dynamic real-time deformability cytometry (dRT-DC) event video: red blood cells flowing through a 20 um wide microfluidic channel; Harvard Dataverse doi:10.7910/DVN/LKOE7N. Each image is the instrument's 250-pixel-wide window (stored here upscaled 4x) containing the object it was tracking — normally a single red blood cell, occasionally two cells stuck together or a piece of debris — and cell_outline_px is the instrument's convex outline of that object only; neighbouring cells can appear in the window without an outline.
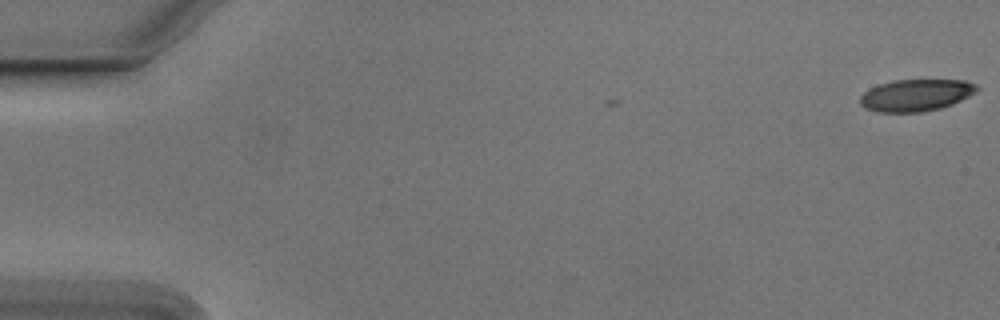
{"species": "Egyptian fruit bat (a non-hibernating species)", "species_latin": "Rousettus aegyptiacus", "temperature_condition": "cold", "stored_images_in_passage": 55, "camera_frame_rate_fps": 3000, "um_per_image_px": 0.085, "animal": {"sex": "male"}, "frame": {"image": 1, "passage_image": 1, "time_ms": 0.0, "image_size_px": [1000, 320], "cell_outline_px": [[980, 88], [976, 92], [952, 104], [940, 108], [920, 112], [876, 112], [864, 108], [860, 104], [860, 96], [864, 92], [880, 84], [892, 80], [964, 80], [976, 84]], "centroid_in_image_um": [77.85, 8.09], "position_along_channel_um": 7.2, "area_um2": 21.68}}
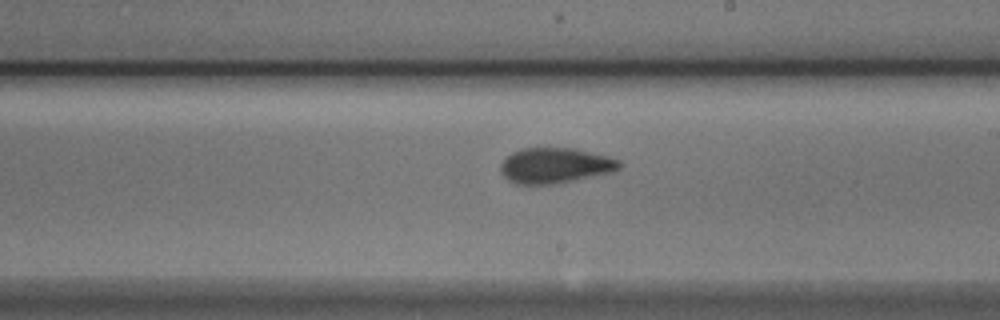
{"frame": {"image": 2, "passage_image": 32, "time_ms": 10.333, "image_size_px": [1000, 320], "cell_outline_px": [[624, 164], [620, 168], [612, 172], [560, 184], [516, 184], [508, 180], [500, 172], [500, 164], [512, 152], [524, 148], [576, 148], [608, 156], [620, 160]], "centroid_in_image_um": [47.22, 14.08], "position_along_channel_um": 241.8, "area_um2": 24.85}}
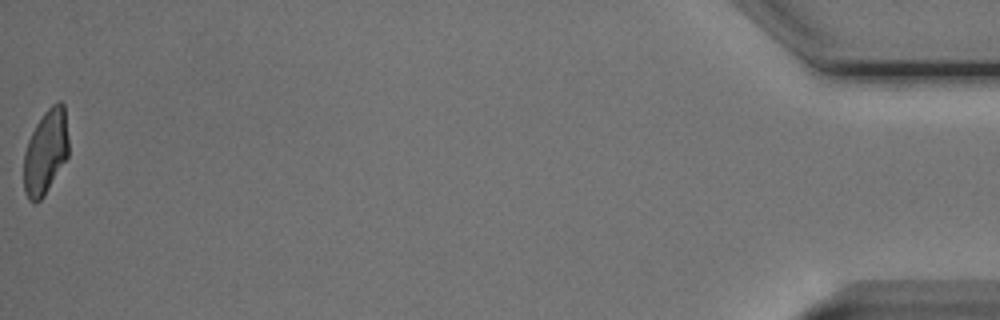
{"frame": {"image": 3, "passage_image": 55, "time_ms": 18.0, "image_size_px": [1000, 320], "cell_outline_px": [[68, 156], [44, 196], [36, 204], [32, 204], [28, 200], [24, 192], [24, 152], [28, 140], [36, 124], [44, 112], [52, 104], [60, 100], [64, 104], [68, 140]], "centroid_in_image_um": [3.87, 12.94], "position_along_channel_um": 431.3, "area_um2": 22.2}, "authors_computed_cell_mechanics": {"area_um2": 23.8136, "velocity_mm_per_s": 3.7765, "shape_relaxation_time_tau1_ms": 4.3365, "shape_relaxation_time_tau2_ms": 1.4118, "deformation_change_tau1": 0.1509, "deformation_change_tau2": 0.0838}}